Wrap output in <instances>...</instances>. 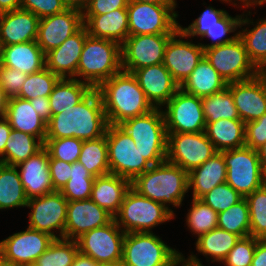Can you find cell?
I'll return each mask as SVG.
<instances>
[{
  "label": "cell",
  "instance_id": "50",
  "mask_svg": "<svg viewBox=\"0 0 266 266\" xmlns=\"http://www.w3.org/2000/svg\"><path fill=\"white\" fill-rule=\"evenodd\" d=\"M257 238L251 235L240 238L222 261L224 266H250L252 264Z\"/></svg>",
  "mask_w": 266,
  "mask_h": 266
},
{
  "label": "cell",
  "instance_id": "70",
  "mask_svg": "<svg viewBox=\"0 0 266 266\" xmlns=\"http://www.w3.org/2000/svg\"><path fill=\"white\" fill-rule=\"evenodd\" d=\"M256 68H266V58Z\"/></svg>",
  "mask_w": 266,
  "mask_h": 266
},
{
  "label": "cell",
  "instance_id": "47",
  "mask_svg": "<svg viewBox=\"0 0 266 266\" xmlns=\"http://www.w3.org/2000/svg\"><path fill=\"white\" fill-rule=\"evenodd\" d=\"M83 141L75 137L45 138L44 147L49 159H59L72 164L79 160Z\"/></svg>",
  "mask_w": 266,
  "mask_h": 266
},
{
  "label": "cell",
  "instance_id": "30",
  "mask_svg": "<svg viewBox=\"0 0 266 266\" xmlns=\"http://www.w3.org/2000/svg\"><path fill=\"white\" fill-rule=\"evenodd\" d=\"M227 169L223 155L216 152L201 166L188 173L189 190L192 198L201 199L214 187L226 182Z\"/></svg>",
  "mask_w": 266,
  "mask_h": 266
},
{
  "label": "cell",
  "instance_id": "14",
  "mask_svg": "<svg viewBox=\"0 0 266 266\" xmlns=\"http://www.w3.org/2000/svg\"><path fill=\"white\" fill-rule=\"evenodd\" d=\"M67 206L68 201L59 191L28 199L27 227L48 233L55 239L65 238Z\"/></svg>",
  "mask_w": 266,
  "mask_h": 266
},
{
  "label": "cell",
  "instance_id": "26",
  "mask_svg": "<svg viewBox=\"0 0 266 266\" xmlns=\"http://www.w3.org/2000/svg\"><path fill=\"white\" fill-rule=\"evenodd\" d=\"M88 35L112 40L122 45L129 36L127 8H119L102 15H82Z\"/></svg>",
  "mask_w": 266,
  "mask_h": 266
},
{
  "label": "cell",
  "instance_id": "59",
  "mask_svg": "<svg viewBox=\"0 0 266 266\" xmlns=\"http://www.w3.org/2000/svg\"><path fill=\"white\" fill-rule=\"evenodd\" d=\"M189 254L187 258L182 254V258L178 261L176 266H204L202 261L196 256L197 254H193V252Z\"/></svg>",
  "mask_w": 266,
  "mask_h": 266
},
{
  "label": "cell",
  "instance_id": "22",
  "mask_svg": "<svg viewBox=\"0 0 266 266\" xmlns=\"http://www.w3.org/2000/svg\"><path fill=\"white\" fill-rule=\"evenodd\" d=\"M88 35L83 25L60 46L45 54L46 68L60 78L77 79V67L82 48Z\"/></svg>",
  "mask_w": 266,
  "mask_h": 266
},
{
  "label": "cell",
  "instance_id": "21",
  "mask_svg": "<svg viewBox=\"0 0 266 266\" xmlns=\"http://www.w3.org/2000/svg\"><path fill=\"white\" fill-rule=\"evenodd\" d=\"M114 217L90 198L69 201L65 223V238L76 240L84 233L108 224Z\"/></svg>",
  "mask_w": 266,
  "mask_h": 266
},
{
  "label": "cell",
  "instance_id": "54",
  "mask_svg": "<svg viewBox=\"0 0 266 266\" xmlns=\"http://www.w3.org/2000/svg\"><path fill=\"white\" fill-rule=\"evenodd\" d=\"M52 186L60 191L70 179L71 164L59 159H49Z\"/></svg>",
  "mask_w": 266,
  "mask_h": 266
},
{
  "label": "cell",
  "instance_id": "71",
  "mask_svg": "<svg viewBox=\"0 0 266 266\" xmlns=\"http://www.w3.org/2000/svg\"><path fill=\"white\" fill-rule=\"evenodd\" d=\"M25 266H50V265H41L39 263H37L36 261L31 263V264H28V265H25Z\"/></svg>",
  "mask_w": 266,
  "mask_h": 266
},
{
  "label": "cell",
  "instance_id": "12",
  "mask_svg": "<svg viewBox=\"0 0 266 266\" xmlns=\"http://www.w3.org/2000/svg\"><path fill=\"white\" fill-rule=\"evenodd\" d=\"M204 56L227 83L255 77L256 66L250 60L240 37L204 50Z\"/></svg>",
  "mask_w": 266,
  "mask_h": 266
},
{
  "label": "cell",
  "instance_id": "72",
  "mask_svg": "<svg viewBox=\"0 0 266 266\" xmlns=\"http://www.w3.org/2000/svg\"><path fill=\"white\" fill-rule=\"evenodd\" d=\"M0 266H13V265H11V264H9V263H7V262H4V261H2V260L0 259Z\"/></svg>",
  "mask_w": 266,
  "mask_h": 266
},
{
  "label": "cell",
  "instance_id": "29",
  "mask_svg": "<svg viewBox=\"0 0 266 266\" xmlns=\"http://www.w3.org/2000/svg\"><path fill=\"white\" fill-rule=\"evenodd\" d=\"M5 118L13 130L33 135L45 143L47 123L33 108L30 100L9 98Z\"/></svg>",
  "mask_w": 266,
  "mask_h": 266
},
{
  "label": "cell",
  "instance_id": "68",
  "mask_svg": "<svg viewBox=\"0 0 266 266\" xmlns=\"http://www.w3.org/2000/svg\"><path fill=\"white\" fill-rule=\"evenodd\" d=\"M98 266H123L121 262H103L98 263Z\"/></svg>",
  "mask_w": 266,
  "mask_h": 266
},
{
  "label": "cell",
  "instance_id": "39",
  "mask_svg": "<svg viewBox=\"0 0 266 266\" xmlns=\"http://www.w3.org/2000/svg\"><path fill=\"white\" fill-rule=\"evenodd\" d=\"M202 108L206 123L218 121L219 119H240L234 104L232 93L228 87L202 98Z\"/></svg>",
  "mask_w": 266,
  "mask_h": 266
},
{
  "label": "cell",
  "instance_id": "56",
  "mask_svg": "<svg viewBox=\"0 0 266 266\" xmlns=\"http://www.w3.org/2000/svg\"><path fill=\"white\" fill-rule=\"evenodd\" d=\"M33 108L37 111L39 116L48 123L51 119L52 112L48 97L39 96L30 100Z\"/></svg>",
  "mask_w": 266,
  "mask_h": 266
},
{
  "label": "cell",
  "instance_id": "1",
  "mask_svg": "<svg viewBox=\"0 0 266 266\" xmlns=\"http://www.w3.org/2000/svg\"><path fill=\"white\" fill-rule=\"evenodd\" d=\"M108 125L100 93L93 89L77 105L51 116L46 138L92 140L105 135Z\"/></svg>",
  "mask_w": 266,
  "mask_h": 266
},
{
  "label": "cell",
  "instance_id": "2",
  "mask_svg": "<svg viewBox=\"0 0 266 266\" xmlns=\"http://www.w3.org/2000/svg\"><path fill=\"white\" fill-rule=\"evenodd\" d=\"M97 90L110 125H119L154 109L132 73L122 70L104 81Z\"/></svg>",
  "mask_w": 266,
  "mask_h": 266
},
{
  "label": "cell",
  "instance_id": "42",
  "mask_svg": "<svg viewBox=\"0 0 266 266\" xmlns=\"http://www.w3.org/2000/svg\"><path fill=\"white\" fill-rule=\"evenodd\" d=\"M218 228L238 235L240 238L250 235V214L247 200L218 213Z\"/></svg>",
  "mask_w": 266,
  "mask_h": 266
},
{
  "label": "cell",
  "instance_id": "69",
  "mask_svg": "<svg viewBox=\"0 0 266 266\" xmlns=\"http://www.w3.org/2000/svg\"><path fill=\"white\" fill-rule=\"evenodd\" d=\"M266 4V0H255V7L258 6H263Z\"/></svg>",
  "mask_w": 266,
  "mask_h": 266
},
{
  "label": "cell",
  "instance_id": "5",
  "mask_svg": "<svg viewBox=\"0 0 266 266\" xmlns=\"http://www.w3.org/2000/svg\"><path fill=\"white\" fill-rule=\"evenodd\" d=\"M119 126L133 139L142 156L152 166L166 161L167 131L161 108L127 119Z\"/></svg>",
  "mask_w": 266,
  "mask_h": 266
},
{
  "label": "cell",
  "instance_id": "15",
  "mask_svg": "<svg viewBox=\"0 0 266 266\" xmlns=\"http://www.w3.org/2000/svg\"><path fill=\"white\" fill-rule=\"evenodd\" d=\"M125 234L113 218L108 224L84 233L76 242L79 252L97 263L121 262Z\"/></svg>",
  "mask_w": 266,
  "mask_h": 266
},
{
  "label": "cell",
  "instance_id": "18",
  "mask_svg": "<svg viewBox=\"0 0 266 266\" xmlns=\"http://www.w3.org/2000/svg\"><path fill=\"white\" fill-rule=\"evenodd\" d=\"M185 38L187 39L184 40ZM203 56L204 49L200 43H193V40H189V37L179 29L169 39L163 64L169 70L173 79L181 85Z\"/></svg>",
  "mask_w": 266,
  "mask_h": 266
},
{
  "label": "cell",
  "instance_id": "11",
  "mask_svg": "<svg viewBox=\"0 0 266 266\" xmlns=\"http://www.w3.org/2000/svg\"><path fill=\"white\" fill-rule=\"evenodd\" d=\"M161 109L167 133L205 131L206 121L202 108V98L186 93L179 88Z\"/></svg>",
  "mask_w": 266,
  "mask_h": 266
},
{
  "label": "cell",
  "instance_id": "10",
  "mask_svg": "<svg viewBox=\"0 0 266 266\" xmlns=\"http://www.w3.org/2000/svg\"><path fill=\"white\" fill-rule=\"evenodd\" d=\"M177 7L129 0V35L175 34L180 29Z\"/></svg>",
  "mask_w": 266,
  "mask_h": 266
},
{
  "label": "cell",
  "instance_id": "24",
  "mask_svg": "<svg viewBox=\"0 0 266 266\" xmlns=\"http://www.w3.org/2000/svg\"><path fill=\"white\" fill-rule=\"evenodd\" d=\"M227 87L232 93L240 120L244 123L254 121L266 113V91L256 77L230 82Z\"/></svg>",
  "mask_w": 266,
  "mask_h": 266
},
{
  "label": "cell",
  "instance_id": "31",
  "mask_svg": "<svg viewBox=\"0 0 266 266\" xmlns=\"http://www.w3.org/2000/svg\"><path fill=\"white\" fill-rule=\"evenodd\" d=\"M227 85L226 80L203 56L192 73L180 85V88L186 93L203 98L222 91L227 88Z\"/></svg>",
  "mask_w": 266,
  "mask_h": 266
},
{
  "label": "cell",
  "instance_id": "45",
  "mask_svg": "<svg viewBox=\"0 0 266 266\" xmlns=\"http://www.w3.org/2000/svg\"><path fill=\"white\" fill-rule=\"evenodd\" d=\"M250 214V235L266 239V184L245 197Z\"/></svg>",
  "mask_w": 266,
  "mask_h": 266
},
{
  "label": "cell",
  "instance_id": "55",
  "mask_svg": "<svg viewBox=\"0 0 266 266\" xmlns=\"http://www.w3.org/2000/svg\"><path fill=\"white\" fill-rule=\"evenodd\" d=\"M129 0H89L82 15H102L119 8H127Z\"/></svg>",
  "mask_w": 266,
  "mask_h": 266
},
{
  "label": "cell",
  "instance_id": "38",
  "mask_svg": "<svg viewBox=\"0 0 266 266\" xmlns=\"http://www.w3.org/2000/svg\"><path fill=\"white\" fill-rule=\"evenodd\" d=\"M78 161L94 177L109 174L106 134L96 139L83 141Z\"/></svg>",
  "mask_w": 266,
  "mask_h": 266
},
{
  "label": "cell",
  "instance_id": "40",
  "mask_svg": "<svg viewBox=\"0 0 266 266\" xmlns=\"http://www.w3.org/2000/svg\"><path fill=\"white\" fill-rule=\"evenodd\" d=\"M70 179L59 191L69 201L89 199L95 177L79 161L71 164Z\"/></svg>",
  "mask_w": 266,
  "mask_h": 266
},
{
  "label": "cell",
  "instance_id": "37",
  "mask_svg": "<svg viewBox=\"0 0 266 266\" xmlns=\"http://www.w3.org/2000/svg\"><path fill=\"white\" fill-rule=\"evenodd\" d=\"M43 147L44 143L39 138L12 129L6 140L4 154L0 157V163L16 166L35 155Z\"/></svg>",
  "mask_w": 266,
  "mask_h": 266
},
{
  "label": "cell",
  "instance_id": "33",
  "mask_svg": "<svg viewBox=\"0 0 266 266\" xmlns=\"http://www.w3.org/2000/svg\"><path fill=\"white\" fill-rule=\"evenodd\" d=\"M251 13L250 10L242 13L239 37L245 45L250 60L257 66L266 58V18L254 21L250 16ZM250 25H253V28L249 29ZM243 26L245 27L242 28Z\"/></svg>",
  "mask_w": 266,
  "mask_h": 266
},
{
  "label": "cell",
  "instance_id": "8",
  "mask_svg": "<svg viewBox=\"0 0 266 266\" xmlns=\"http://www.w3.org/2000/svg\"><path fill=\"white\" fill-rule=\"evenodd\" d=\"M106 140L110 173L132 182L152 166L119 125H108Z\"/></svg>",
  "mask_w": 266,
  "mask_h": 266
},
{
  "label": "cell",
  "instance_id": "49",
  "mask_svg": "<svg viewBox=\"0 0 266 266\" xmlns=\"http://www.w3.org/2000/svg\"><path fill=\"white\" fill-rule=\"evenodd\" d=\"M242 199L243 197L226 182L214 187L201 198L203 202L217 213L229 209Z\"/></svg>",
  "mask_w": 266,
  "mask_h": 266
},
{
  "label": "cell",
  "instance_id": "64",
  "mask_svg": "<svg viewBox=\"0 0 266 266\" xmlns=\"http://www.w3.org/2000/svg\"><path fill=\"white\" fill-rule=\"evenodd\" d=\"M260 160V165L264 174H266V141L256 149Z\"/></svg>",
  "mask_w": 266,
  "mask_h": 266
},
{
  "label": "cell",
  "instance_id": "65",
  "mask_svg": "<svg viewBox=\"0 0 266 266\" xmlns=\"http://www.w3.org/2000/svg\"><path fill=\"white\" fill-rule=\"evenodd\" d=\"M69 8H77L83 10L89 0H64Z\"/></svg>",
  "mask_w": 266,
  "mask_h": 266
},
{
  "label": "cell",
  "instance_id": "7",
  "mask_svg": "<svg viewBox=\"0 0 266 266\" xmlns=\"http://www.w3.org/2000/svg\"><path fill=\"white\" fill-rule=\"evenodd\" d=\"M182 258L175 249L155 232L126 233L123 241V266H176Z\"/></svg>",
  "mask_w": 266,
  "mask_h": 266
},
{
  "label": "cell",
  "instance_id": "63",
  "mask_svg": "<svg viewBox=\"0 0 266 266\" xmlns=\"http://www.w3.org/2000/svg\"><path fill=\"white\" fill-rule=\"evenodd\" d=\"M9 97L6 95L4 90L0 87V119L6 115Z\"/></svg>",
  "mask_w": 266,
  "mask_h": 266
},
{
  "label": "cell",
  "instance_id": "53",
  "mask_svg": "<svg viewBox=\"0 0 266 266\" xmlns=\"http://www.w3.org/2000/svg\"><path fill=\"white\" fill-rule=\"evenodd\" d=\"M266 141V113L245 123V146L257 149Z\"/></svg>",
  "mask_w": 266,
  "mask_h": 266
},
{
  "label": "cell",
  "instance_id": "57",
  "mask_svg": "<svg viewBox=\"0 0 266 266\" xmlns=\"http://www.w3.org/2000/svg\"><path fill=\"white\" fill-rule=\"evenodd\" d=\"M250 266H266V239H258Z\"/></svg>",
  "mask_w": 266,
  "mask_h": 266
},
{
  "label": "cell",
  "instance_id": "51",
  "mask_svg": "<svg viewBox=\"0 0 266 266\" xmlns=\"http://www.w3.org/2000/svg\"><path fill=\"white\" fill-rule=\"evenodd\" d=\"M20 8L32 12L41 19L62 13L69 7L64 0H21Z\"/></svg>",
  "mask_w": 266,
  "mask_h": 266
},
{
  "label": "cell",
  "instance_id": "20",
  "mask_svg": "<svg viewBox=\"0 0 266 266\" xmlns=\"http://www.w3.org/2000/svg\"><path fill=\"white\" fill-rule=\"evenodd\" d=\"M132 74L154 108H162L180 88L163 63L136 69Z\"/></svg>",
  "mask_w": 266,
  "mask_h": 266
},
{
  "label": "cell",
  "instance_id": "6",
  "mask_svg": "<svg viewBox=\"0 0 266 266\" xmlns=\"http://www.w3.org/2000/svg\"><path fill=\"white\" fill-rule=\"evenodd\" d=\"M175 217L176 215L162 203L140 195L131 187L124 197L119 212L114 216V220L125 233H146L153 232L155 227Z\"/></svg>",
  "mask_w": 266,
  "mask_h": 266
},
{
  "label": "cell",
  "instance_id": "67",
  "mask_svg": "<svg viewBox=\"0 0 266 266\" xmlns=\"http://www.w3.org/2000/svg\"><path fill=\"white\" fill-rule=\"evenodd\" d=\"M255 77L260 81L266 91V68H256Z\"/></svg>",
  "mask_w": 266,
  "mask_h": 266
},
{
  "label": "cell",
  "instance_id": "32",
  "mask_svg": "<svg viewBox=\"0 0 266 266\" xmlns=\"http://www.w3.org/2000/svg\"><path fill=\"white\" fill-rule=\"evenodd\" d=\"M204 132L217 152L245 146V123L240 119H219L206 123Z\"/></svg>",
  "mask_w": 266,
  "mask_h": 266
},
{
  "label": "cell",
  "instance_id": "23",
  "mask_svg": "<svg viewBox=\"0 0 266 266\" xmlns=\"http://www.w3.org/2000/svg\"><path fill=\"white\" fill-rule=\"evenodd\" d=\"M16 168L28 199L55 192L50 177L49 153L45 147Z\"/></svg>",
  "mask_w": 266,
  "mask_h": 266
},
{
  "label": "cell",
  "instance_id": "27",
  "mask_svg": "<svg viewBox=\"0 0 266 266\" xmlns=\"http://www.w3.org/2000/svg\"><path fill=\"white\" fill-rule=\"evenodd\" d=\"M0 64L29 75L46 67L45 53L35 41L0 47Z\"/></svg>",
  "mask_w": 266,
  "mask_h": 266
},
{
  "label": "cell",
  "instance_id": "36",
  "mask_svg": "<svg viewBox=\"0 0 266 266\" xmlns=\"http://www.w3.org/2000/svg\"><path fill=\"white\" fill-rule=\"evenodd\" d=\"M27 202L16 166L0 163V210L26 208Z\"/></svg>",
  "mask_w": 266,
  "mask_h": 266
},
{
  "label": "cell",
  "instance_id": "3",
  "mask_svg": "<svg viewBox=\"0 0 266 266\" xmlns=\"http://www.w3.org/2000/svg\"><path fill=\"white\" fill-rule=\"evenodd\" d=\"M140 195L162 203L174 215L172 208H180L189 192L188 172L168 161L151 166L132 182ZM172 205V208L169 207Z\"/></svg>",
  "mask_w": 266,
  "mask_h": 266
},
{
  "label": "cell",
  "instance_id": "19",
  "mask_svg": "<svg viewBox=\"0 0 266 266\" xmlns=\"http://www.w3.org/2000/svg\"><path fill=\"white\" fill-rule=\"evenodd\" d=\"M82 26V10L68 8L62 13L40 19L36 42L46 54L60 46Z\"/></svg>",
  "mask_w": 266,
  "mask_h": 266
},
{
  "label": "cell",
  "instance_id": "66",
  "mask_svg": "<svg viewBox=\"0 0 266 266\" xmlns=\"http://www.w3.org/2000/svg\"><path fill=\"white\" fill-rule=\"evenodd\" d=\"M130 1L158 4V5H178L177 0H130Z\"/></svg>",
  "mask_w": 266,
  "mask_h": 266
},
{
  "label": "cell",
  "instance_id": "28",
  "mask_svg": "<svg viewBox=\"0 0 266 266\" xmlns=\"http://www.w3.org/2000/svg\"><path fill=\"white\" fill-rule=\"evenodd\" d=\"M130 188L131 181L121 176L112 173L98 176L95 177L90 199L114 217Z\"/></svg>",
  "mask_w": 266,
  "mask_h": 266
},
{
  "label": "cell",
  "instance_id": "41",
  "mask_svg": "<svg viewBox=\"0 0 266 266\" xmlns=\"http://www.w3.org/2000/svg\"><path fill=\"white\" fill-rule=\"evenodd\" d=\"M186 214V226L195 237H199L218 226V213L198 198H192ZM197 235V236H196Z\"/></svg>",
  "mask_w": 266,
  "mask_h": 266
},
{
  "label": "cell",
  "instance_id": "52",
  "mask_svg": "<svg viewBox=\"0 0 266 266\" xmlns=\"http://www.w3.org/2000/svg\"><path fill=\"white\" fill-rule=\"evenodd\" d=\"M24 72L0 64V87L9 98L17 97L27 78Z\"/></svg>",
  "mask_w": 266,
  "mask_h": 266
},
{
  "label": "cell",
  "instance_id": "16",
  "mask_svg": "<svg viewBox=\"0 0 266 266\" xmlns=\"http://www.w3.org/2000/svg\"><path fill=\"white\" fill-rule=\"evenodd\" d=\"M174 34L129 35L121 45L122 70L136 69L163 63L166 46Z\"/></svg>",
  "mask_w": 266,
  "mask_h": 266
},
{
  "label": "cell",
  "instance_id": "4",
  "mask_svg": "<svg viewBox=\"0 0 266 266\" xmlns=\"http://www.w3.org/2000/svg\"><path fill=\"white\" fill-rule=\"evenodd\" d=\"M121 71V45L112 40L87 35L77 67V80L97 89Z\"/></svg>",
  "mask_w": 266,
  "mask_h": 266
},
{
  "label": "cell",
  "instance_id": "62",
  "mask_svg": "<svg viewBox=\"0 0 266 266\" xmlns=\"http://www.w3.org/2000/svg\"><path fill=\"white\" fill-rule=\"evenodd\" d=\"M219 1H221L222 2V4H223V2L224 3H227V4H231V5H233V6H237L239 3L241 4H239L238 5V7L237 8H250L251 9V7L255 10V0H219ZM237 1V2H236ZM238 3V4H237Z\"/></svg>",
  "mask_w": 266,
  "mask_h": 266
},
{
  "label": "cell",
  "instance_id": "61",
  "mask_svg": "<svg viewBox=\"0 0 266 266\" xmlns=\"http://www.w3.org/2000/svg\"><path fill=\"white\" fill-rule=\"evenodd\" d=\"M21 0H0V14L19 9Z\"/></svg>",
  "mask_w": 266,
  "mask_h": 266
},
{
  "label": "cell",
  "instance_id": "46",
  "mask_svg": "<svg viewBox=\"0 0 266 266\" xmlns=\"http://www.w3.org/2000/svg\"><path fill=\"white\" fill-rule=\"evenodd\" d=\"M241 15H236L235 17L229 15L227 13L221 20L220 25L213 26L212 28L208 29L204 35L200 38H210L211 43H200L203 49H208L214 46H219L222 44L230 43L234 41L236 38L239 37V26L241 21ZM233 33V36H229L227 34ZM235 33V34H234ZM229 36V37H228Z\"/></svg>",
  "mask_w": 266,
  "mask_h": 266
},
{
  "label": "cell",
  "instance_id": "48",
  "mask_svg": "<svg viewBox=\"0 0 266 266\" xmlns=\"http://www.w3.org/2000/svg\"><path fill=\"white\" fill-rule=\"evenodd\" d=\"M227 13L224 9H216L209 5L192 23L186 27L180 25L179 28L189 38H194L195 36L201 38L208 29L220 25V20Z\"/></svg>",
  "mask_w": 266,
  "mask_h": 266
},
{
  "label": "cell",
  "instance_id": "44",
  "mask_svg": "<svg viewBox=\"0 0 266 266\" xmlns=\"http://www.w3.org/2000/svg\"><path fill=\"white\" fill-rule=\"evenodd\" d=\"M78 252L76 240L54 239L36 262L41 265L71 266Z\"/></svg>",
  "mask_w": 266,
  "mask_h": 266
},
{
  "label": "cell",
  "instance_id": "60",
  "mask_svg": "<svg viewBox=\"0 0 266 266\" xmlns=\"http://www.w3.org/2000/svg\"><path fill=\"white\" fill-rule=\"evenodd\" d=\"M71 266H98V263L95 262L91 257L78 252Z\"/></svg>",
  "mask_w": 266,
  "mask_h": 266
},
{
  "label": "cell",
  "instance_id": "34",
  "mask_svg": "<svg viewBox=\"0 0 266 266\" xmlns=\"http://www.w3.org/2000/svg\"><path fill=\"white\" fill-rule=\"evenodd\" d=\"M195 249L206 257L207 262L221 263L240 237L220 228H215L196 238Z\"/></svg>",
  "mask_w": 266,
  "mask_h": 266
},
{
  "label": "cell",
  "instance_id": "9",
  "mask_svg": "<svg viewBox=\"0 0 266 266\" xmlns=\"http://www.w3.org/2000/svg\"><path fill=\"white\" fill-rule=\"evenodd\" d=\"M223 155L228 183L243 198L261 188L265 184L257 150L242 147L220 152Z\"/></svg>",
  "mask_w": 266,
  "mask_h": 266
},
{
  "label": "cell",
  "instance_id": "43",
  "mask_svg": "<svg viewBox=\"0 0 266 266\" xmlns=\"http://www.w3.org/2000/svg\"><path fill=\"white\" fill-rule=\"evenodd\" d=\"M61 78L46 67L27 76L17 97L31 100L39 96L49 97Z\"/></svg>",
  "mask_w": 266,
  "mask_h": 266
},
{
  "label": "cell",
  "instance_id": "58",
  "mask_svg": "<svg viewBox=\"0 0 266 266\" xmlns=\"http://www.w3.org/2000/svg\"><path fill=\"white\" fill-rule=\"evenodd\" d=\"M11 130L9 121L5 117L0 119V157L4 154L6 140L10 136Z\"/></svg>",
  "mask_w": 266,
  "mask_h": 266
},
{
  "label": "cell",
  "instance_id": "25",
  "mask_svg": "<svg viewBox=\"0 0 266 266\" xmlns=\"http://www.w3.org/2000/svg\"><path fill=\"white\" fill-rule=\"evenodd\" d=\"M40 19L22 8L0 14V47L35 41Z\"/></svg>",
  "mask_w": 266,
  "mask_h": 266
},
{
  "label": "cell",
  "instance_id": "13",
  "mask_svg": "<svg viewBox=\"0 0 266 266\" xmlns=\"http://www.w3.org/2000/svg\"><path fill=\"white\" fill-rule=\"evenodd\" d=\"M217 151L205 132L167 133L166 161L190 172L201 166Z\"/></svg>",
  "mask_w": 266,
  "mask_h": 266
},
{
  "label": "cell",
  "instance_id": "35",
  "mask_svg": "<svg viewBox=\"0 0 266 266\" xmlns=\"http://www.w3.org/2000/svg\"><path fill=\"white\" fill-rule=\"evenodd\" d=\"M93 88L74 78H61L54 86L49 98L52 115L77 105Z\"/></svg>",
  "mask_w": 266,
  "mask_h": 266
},
{
  "label": "cell",
  "instance_id": "17",
  "mask_svg": "<svg viewBox=\"0 0 266 266\" xmlns=\"http://www.w3.org/2000/svg\"><path fill=\"white\" fill-rule=\"evenodd\" d=\"M50 234L27 227L0 241V259L13 266L35 262L54 241Z\"/></svg>",
  "mask_w": 266,
  "mask_h": 266
}]
</instances>
